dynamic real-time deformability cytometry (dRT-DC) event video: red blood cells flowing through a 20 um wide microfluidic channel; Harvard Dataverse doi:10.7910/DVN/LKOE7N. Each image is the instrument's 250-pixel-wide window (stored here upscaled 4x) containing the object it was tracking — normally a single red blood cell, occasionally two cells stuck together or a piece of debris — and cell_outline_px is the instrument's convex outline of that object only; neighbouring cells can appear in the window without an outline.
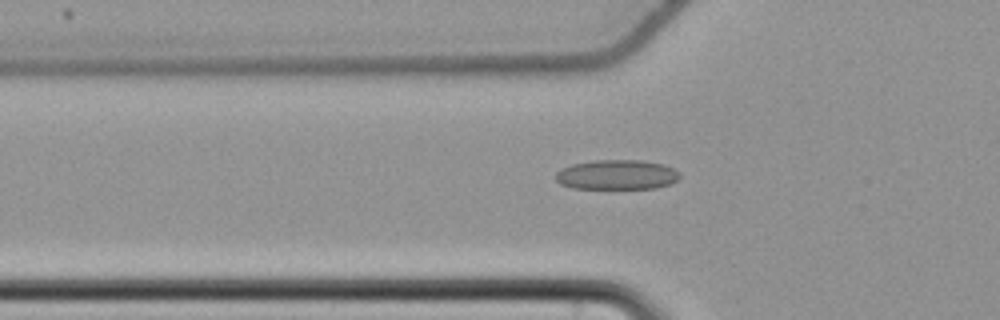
{"species": "common noctule bat (a hibernating species)", "species_latin": "Nyctalus noctula", "temperature_condition": "cold", "stored_images_in_passage": 56, "camera_frame_rate_fps": 3000, "um_per_image_px": 0.085, "animal": {"sex": "female", "body_mass_g": 22.7, "forearm_length_mm": 54.2}, "frame": {"image": 1, "passage_image": 20, "time_ms": 6.333, "image_size_px": [1000, 320], "cell_outline_px": [[680, 176], [676, 180], [668, 184], [656, 188], [572, 188], [560, 184], [556, 180], [556, 172], [560, 168], [572, 164], [592, 160], [640, 160], [664, 164], [680, 172]], "centroid_in_image_um": [52.4, 14.84], "position_along_channel_um": 73.4, "area_um2": 21.56}}
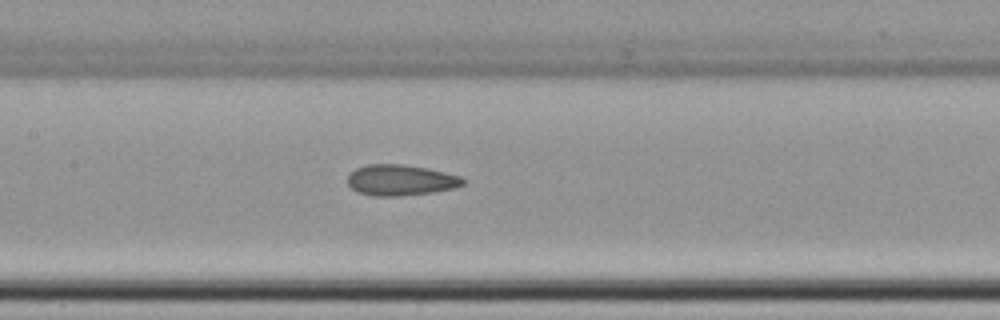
{"frame": {"image": 2, "passage_image": 28, "time_ms": 9.0, "image_size_px": [1000, 320], "cell_outline_px": [[468, 180], [464, 184], [456, 188], [432, 192], [400, 196], [372, 196], [356, 192], [348, 184], [348, 172], [356, 168], [368, 164], [404, 164], [428, 168], [460, 176]], "centroid_in_image_um": [34.05, 15.31], "position_along_channel_um": 173.3, "area_um2": 21.04}}
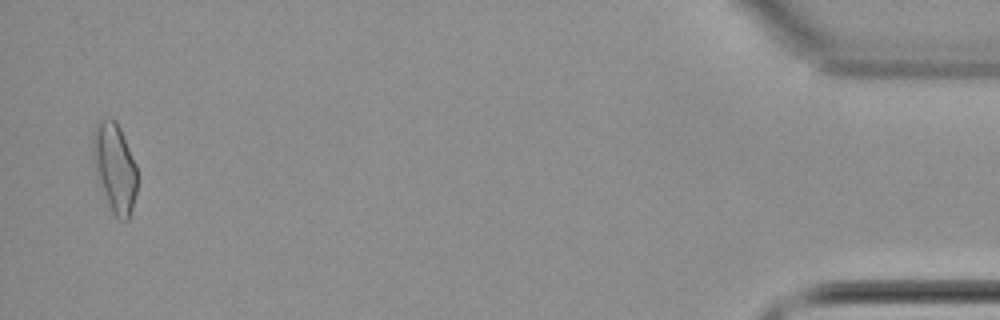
{"frame": {"image": 3, "passage_image": 55, "time_ms": 18.0, "image_size_px": [1000, 320], "cell_outline_px": [[136, 192], [132, 208], [128, 220], [120, 220], [112, 212], [96, 180], [92, 160], [92, 132], [96, 124], [100, 120], [116, 120], [120, 128], [136, 164]], "centroid_in_image_um": [9.71, 14.25], "position_along_channel_um": 425.5, "area_um2": 23.18}, "authors_computed_cell_mechanics": {"area_um2": 21.0681, "velocity_mm_per_s": 3.7583, "shape_relaxation_time_tau1_ms": null, "shape_relaxation_time_tau2_ms": 2.4388, "deformation_change_tau1": null, "deformation_change_tau2": 0.098}}